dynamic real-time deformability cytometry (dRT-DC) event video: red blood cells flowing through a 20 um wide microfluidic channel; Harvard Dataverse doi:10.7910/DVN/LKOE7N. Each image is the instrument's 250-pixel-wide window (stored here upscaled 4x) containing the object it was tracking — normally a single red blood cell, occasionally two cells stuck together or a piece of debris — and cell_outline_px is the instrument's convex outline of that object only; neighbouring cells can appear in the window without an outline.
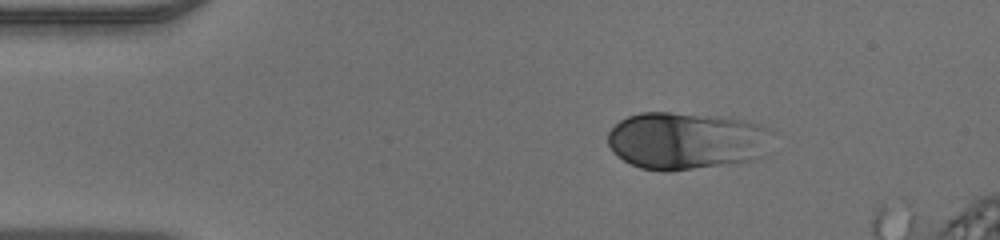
{"species": "human", "species_latin": "Homo sapiens", "temperature_condition": "warm", "stored_images_in_passage": 7, "camera_frame_rate_fps": 3000, "um_per_image_px": 0.085, "donor": {"sex": "male"}, "frame": {"image": 1, "passage_image": 1, "time_ms": 0.0, "image_size_px": [1000, 240], "cell_outline_px": [[776, 132], [752, 160], [672, 172], [664, 172], [640, 168], [624, 160], [612, 152], [608, 144], [608, 132], [620, 120], [628, 116], [640, 112], [668, 112], [716, 116], [744, 120], [768, 128]], "centroid_in_image_um": [58.26, 11.96], "position_along_channel_um": 26.7, "area_um2": 54.74}}